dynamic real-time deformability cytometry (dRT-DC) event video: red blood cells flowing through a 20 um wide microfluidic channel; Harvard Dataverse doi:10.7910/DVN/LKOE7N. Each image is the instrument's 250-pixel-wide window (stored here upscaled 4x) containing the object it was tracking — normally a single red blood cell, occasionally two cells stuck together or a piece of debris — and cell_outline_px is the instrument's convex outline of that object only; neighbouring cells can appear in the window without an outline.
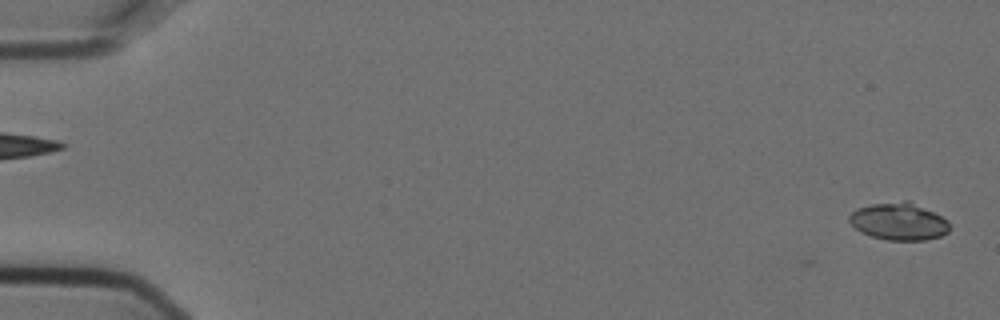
{"species": "Egyptian fruit bat (a non-hibernating species)", "species_latin": "Rousettus aegyptiacus", "temperature_condition": "cold", "stored_images_in_passage": 8, "camera_frame_rate_fps": 3000, "um_per_image_px": 0.085, "animal": {"sex": "female"}, "frame": {"image": 1, "passage_image": 1, "time_ms": 0.0, "image_size_px": [1000, 320], "cell_outline_px": [[948, 232], [940, 236], [924, 240], [888, 240], [872, 236], [860, 232], [848, 220], [848, 216], [856, 208], [872, 204], [904, 200], [908, 200], [948, 220]], "centroid_in_image_um": [76.37, 18.82], "position_along_channel_um": 8.6, "area_um2": 21.62}}
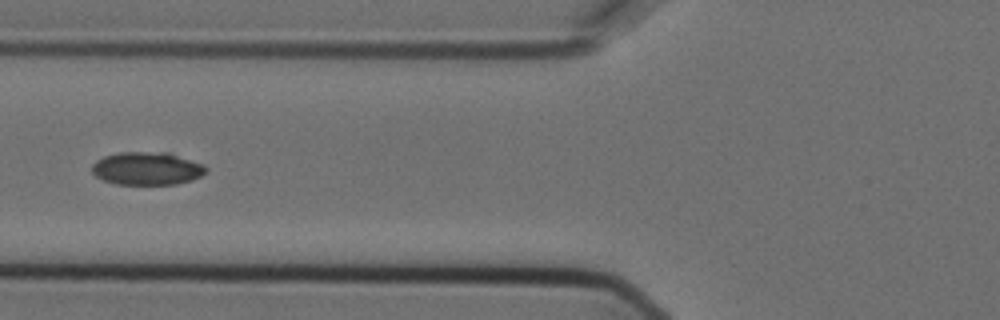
{"frame": {"image": 2, "passage_image": 6, "time_ms": 1.667, "image_size_px": [1000, 320], "cell_outline_px": [[208, 172], [192, 180], [176, 184], [116, 184], [104, 180], [96, 176], [92, 172], [92, 164], [96, 160], [104, 156], [120, 152], [168, 152], [204, 164], [208, 168]], "centroid_in_image_um": [12.52, 14.31], "position_along_channel_um": 113.3, "area_um2": 22.02}}
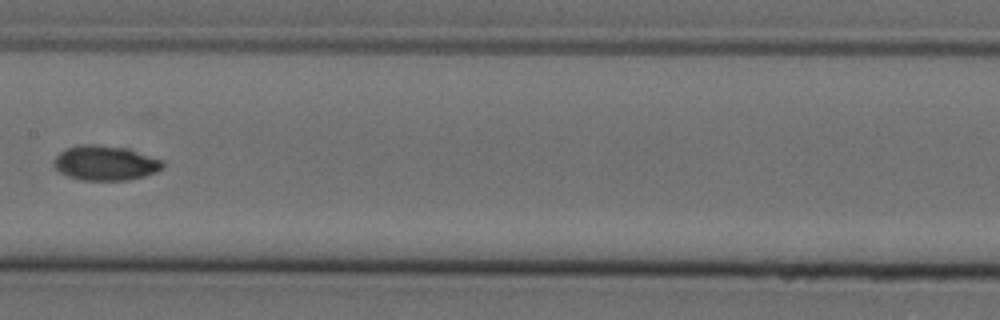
{"frame": {"image": 3, "passage_image": 8, "time_ms": 2.333, "image_size_px": [1000, 320], "cell_outline_px": [[164, 168], [156, 172], [144, 176], [128, 180], [80, 180], [68, 176], [60, 172], [52, 164], [52, 160], [60, 152], [68, 148], [80, 144], [96, 144], [128, 148], [164, 160]], "centroid_in_image_um": [8.97, 13.85], "position_along_channel_um": 198.4, "area_um2": 22.31}}